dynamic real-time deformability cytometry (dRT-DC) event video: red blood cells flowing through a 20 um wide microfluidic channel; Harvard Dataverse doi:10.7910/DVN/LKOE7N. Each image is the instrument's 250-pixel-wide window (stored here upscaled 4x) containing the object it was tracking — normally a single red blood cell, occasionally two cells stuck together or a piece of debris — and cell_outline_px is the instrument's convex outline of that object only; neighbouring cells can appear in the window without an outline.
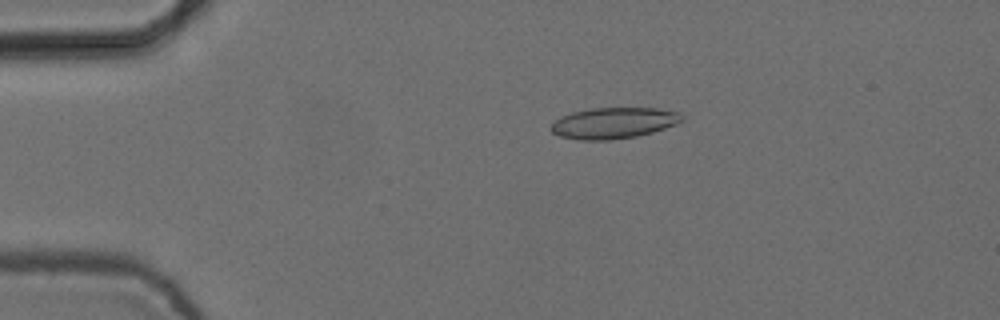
{"species": "common noctule bat (a hibernating species)", "species_latin": "Nyctalus noctula", "temperature_condition": "cold", "stored_images_in_passage": 4, "camera_frame_rate_fps": 3000, "um_per_image_px": 0.085, "animal": {"sex": "female", "body_mass_g": 24.6, "forearm_length_mm": 56.2}, "frame": {"image": 1, "passage_image": 3, "time_ms": 0.667, "image_size_px": [1000, 320], "cell_outline_px": [[684, 120], [676, 124], [652, 132], [636, 136], [612, 140], [580, 140], [560, 136], [552, 132], [548, 128], [560, 116], [572, 112], [592, 108], [660, 108], [680, 112], [684, 116]], "centroid_in_image_um": [52.17, 10.45], "position_along_channel_um": 32.8, "area_um2": 23.87}}